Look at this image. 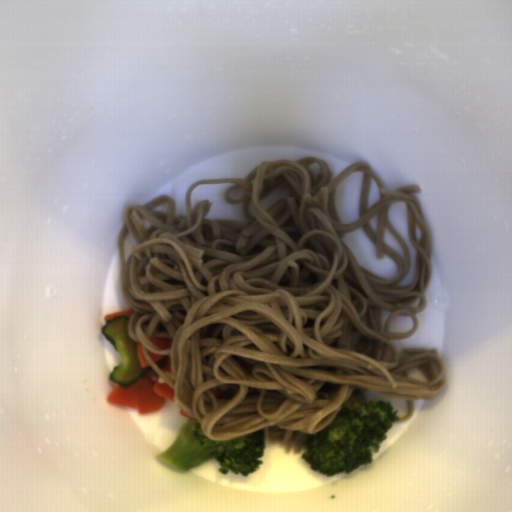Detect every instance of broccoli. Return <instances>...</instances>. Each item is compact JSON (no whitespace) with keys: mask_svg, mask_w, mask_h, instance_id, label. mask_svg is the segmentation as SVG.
Instances as JSON below:
<instances>
[{"mask_svg":"<svg viewBox=\"0 0 512 512\" xmlns=\"http://www.w3.org/2000/svg\"><path fill=\"white\" fill-rule=\"evenodd\" d=\"M392 403L367 401L362 389H356L333 420L320 432L306 435L302 459L311 469L324 475H349L362 465L372 463L387 432L398 422Z\"/></svg>","mask_w":512,"mask_h":512,"instance_id":"broccoli-1","label":"broccoli"},{"mask_svg":"<svg viewBox=\"0 0 512 512\" xmlns=\"http://www.w3.org/2000/svg\"><path fill=\"white\" fill-rule=\"evenodd\" d=\"M266 439L264 429L230 440H210L198 419L181 426L175 441L157 458L188 472L216 458L219 472L248 476L263 464Z\"/></svg>","mask_w":512,"mask_h":512,"instance_id":"broccoli-2","label":"broccoli"}]
</instances>
